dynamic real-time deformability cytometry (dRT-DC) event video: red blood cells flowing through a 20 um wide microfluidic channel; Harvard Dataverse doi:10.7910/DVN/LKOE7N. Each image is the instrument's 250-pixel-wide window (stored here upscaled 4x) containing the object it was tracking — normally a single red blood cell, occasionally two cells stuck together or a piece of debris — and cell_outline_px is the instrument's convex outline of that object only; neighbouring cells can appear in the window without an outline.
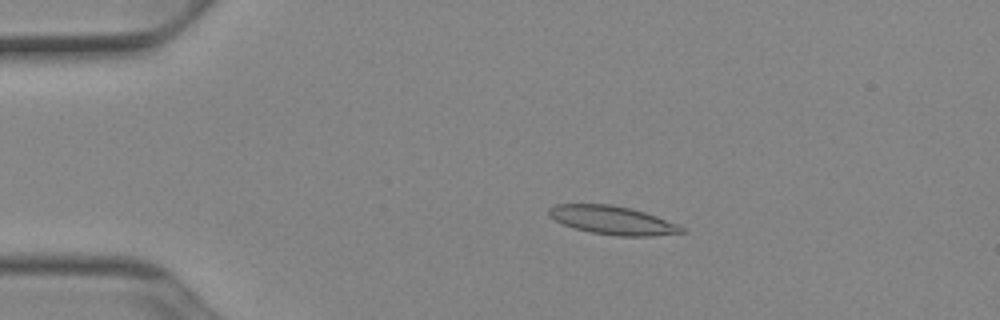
{"species": "Egyptian fruit bat (a non-hibernating species)", "species_latin": "Rousettus aegyptiacus", "temperature_condition": "cold", "stored_images_in_passage": 51, "camera_frame_rate_fps": 3000, "um_per_image_px": 0.085, "animal": {"sex": "female"}, "frame": {"image": 1, "passage_image": 10, "time_ms": 3.0, "image_size_px": [1000, 320], "cell_outline_px": [[684, 232], [652, 236], [616, 236], [592, 232], [576, 228], [564, 224], [548, 216], [548, 208], [556, 204], [608, 204], [632, 208], [656, 216], [676, 224], [684, 228]], "centroid_in_image_um": [52.04, 18.71], "position_along_channel_um": 33.0, "area_um2": 21.79}}
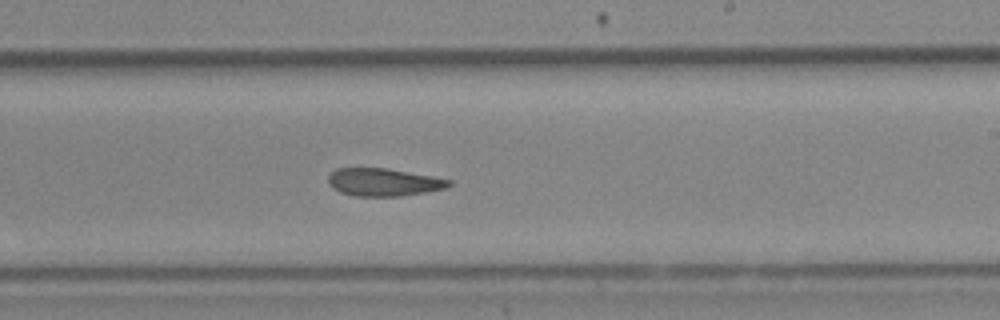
{"frame": {"image": 2, "passage_image": 31, "time_ms": 10.0, "image_size_px": [1000, 320], "cell_outline_px": [[452, 184], [448, 188], [400, 196], [356, 196], [340, 192], [332, 188], [328, 184], [328, 176], [336, 168], [388, 168], [432, 176], [452, 180]], "centroid_in_image_um": [32.6, 15.48], "position_along_channel_um": 256.4, "area_um2": 19.59}}
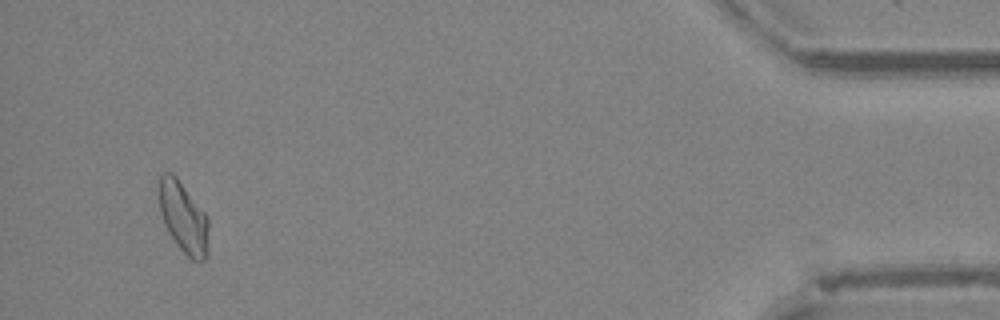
{"frame": {"image": 3, "passage_image": 49, "time_ms": 16.0, "image_size_px": [1000, 320], "cell_outline_px": [[208, 256], [204, 260], [192, 260], [180, 248], [168, 232], [164, 224], [160, 212], [160, 176], [164, 172], [172, 172], [176, 176], [208, 216]], "centroid_in_image_um": [15.61, 18.49], "position_along_channel_um": 419.6, "area_um2": 20.4}, "authors_computed_cell_mechanics": {"area_um2": 20.8658, "velocity_mm_per_s": 3.9122, "shape_relaxation_time_tau1_ms": null, "shape_relaxation_time_tau2_ms": 5.8306, "deformation_change_tau1": null, "deformation_change_tau2": 0.1294}}